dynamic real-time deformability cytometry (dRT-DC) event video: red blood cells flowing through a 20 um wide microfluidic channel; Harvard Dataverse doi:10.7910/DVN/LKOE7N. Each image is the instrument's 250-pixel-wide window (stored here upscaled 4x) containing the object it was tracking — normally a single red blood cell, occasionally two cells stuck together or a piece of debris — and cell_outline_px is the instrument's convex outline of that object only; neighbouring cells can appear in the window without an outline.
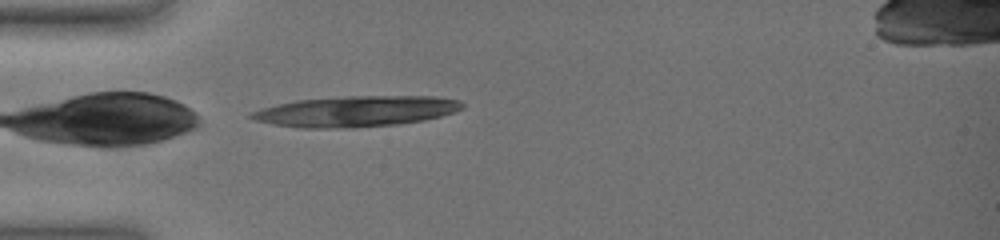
{"species": "common noctule bat (a hibernating species)", "species_latin": "Nyctalus noctula", "temperature_condition": "warm", "stored_images_in_passage": 33, "camera_frame_rate_fps": 3000, "um_per_image_px": 0.085, "animal": {"sex": "female", "body_mass_g": 19.0, "forearm_length_mm": 51.5}, "frame": {"image": 1, "passage_image": 1, "time_ms": 0.0, "image_size_px": [1000, 240], "cell_outline_px": [[464, 108], [456, 112], [424, 120], [400, 124], [352, 128], [300, 128], [272, 124], [256, 120], [248, 116], [248, 112], [260, 108], [276, 104], [296, 100], [344, 96], [436, 96], [460, 100], [464, 104]], "centroid_in_image_um": [30.25, 9.46], "position_along_channel_um": 54.7, "area_um2": 38.26}}
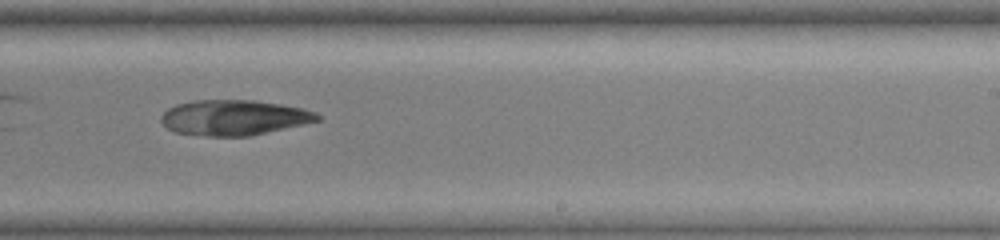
{"frame": {"image": 2, "passage_image": 20, "time_ms": 6.333, "image_size_px": [1000, 240], "cell_outline_px": [[320, 120], [304, 124], [248, 136], [208, 136], [176, 132], [168, 128], [160, 120], [160, 116], [168, 108], [176, 104], [196, 100], [256, 100], [280, 104], [300, 108], [316, 112], [320, 116]], "centroid_in_image_um": [19.87, 9.99], "position_along_channel_um": 269.1, "area_um2": 31.96}}
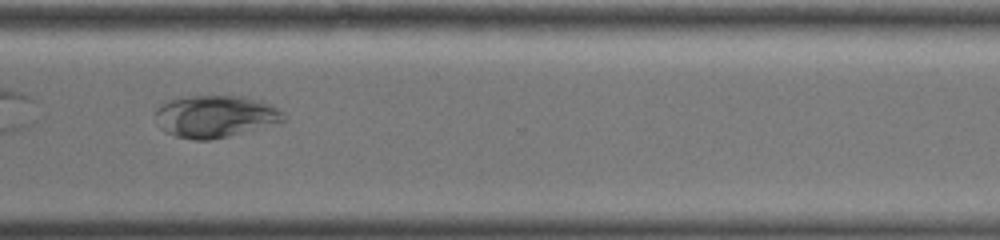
{"frame": {"image": 3, "passage_image": 27, "time_ms": 8.667, "image_size_px": [1000, 240], "cell_outline_px": [[288, 120], [284, 124], [228, 136], [208, 140], [196, 140], [176, 136], [164, 132], [156, 124], [152, 116], [156, 108], [160, 104], [168, 100], [184, 96], [244, 96], [260, 100], [272, 104], [280, 108]], "centroid_in_image_um": [18.34, 9.89], "position_along_channel_um": 352.3, "area_um2": 32.6}}